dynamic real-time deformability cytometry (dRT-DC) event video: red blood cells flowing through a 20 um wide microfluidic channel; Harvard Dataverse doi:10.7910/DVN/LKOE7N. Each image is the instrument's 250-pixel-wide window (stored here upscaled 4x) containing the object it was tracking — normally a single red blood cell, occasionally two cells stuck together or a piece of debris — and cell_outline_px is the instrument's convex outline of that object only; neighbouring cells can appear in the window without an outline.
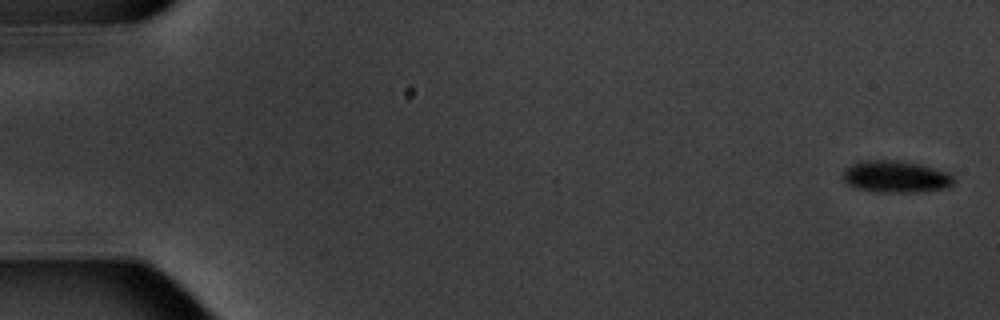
{"species": "common noctule bat (a hibernating species)", "species_latin": "Nyctalus noctula", "temperature_condition": "warm", "stored_images_in_passage": 5, "camera_frame_rate_fps": 3000, "um_per_image_px": 0.085, "animal": {"sex": "male", "body_mass_g": 20.1, "forearm_length_mm": 53.5}, "frame": {"image": 1, "passage_image": 1, "time_ms": 0.0, "image_size_px": [1000, 320], "cell_outline_px": [[956, 180], [948, 188], [920, 192], [872, 192], [856, 188], [848, 184], [844, 180], [844, 168], [852, 164], [868, 160], [900, 160], [920, 164], [936, 168], [948, 172]], "centroid_in_image_um": [76.17, 15.02], "position_along_channel_um": 8.8, "area_um2": 20.81}}
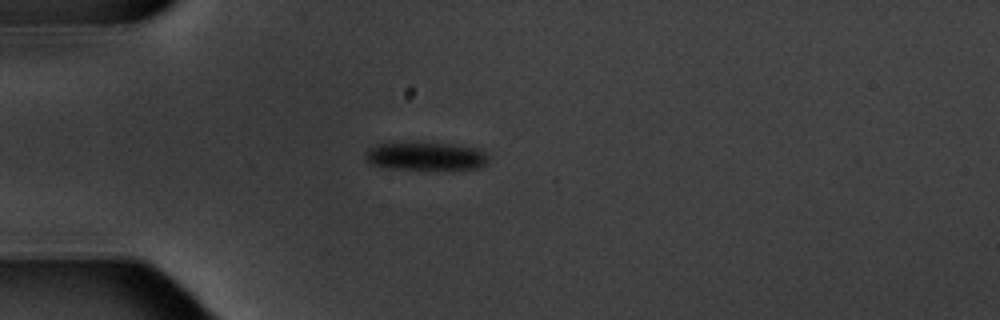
{"frame": {"image": 2, "passage_image": 5, "time_ms": 5.0, "image_size_px": [1000, 320], "cell_outline_px": [[488, 160], [480, 168], [388, 168], [372, 164], [364, 156], [364, 152], [368, 148], [376, 144], [408, 140], [424, 140], [456, 144], [480, 148], [488, 156]], "centroid_in_image_um": [36.15, 13.19], "position_along_channel_um": 48.9, "area_um2": 20.87}}